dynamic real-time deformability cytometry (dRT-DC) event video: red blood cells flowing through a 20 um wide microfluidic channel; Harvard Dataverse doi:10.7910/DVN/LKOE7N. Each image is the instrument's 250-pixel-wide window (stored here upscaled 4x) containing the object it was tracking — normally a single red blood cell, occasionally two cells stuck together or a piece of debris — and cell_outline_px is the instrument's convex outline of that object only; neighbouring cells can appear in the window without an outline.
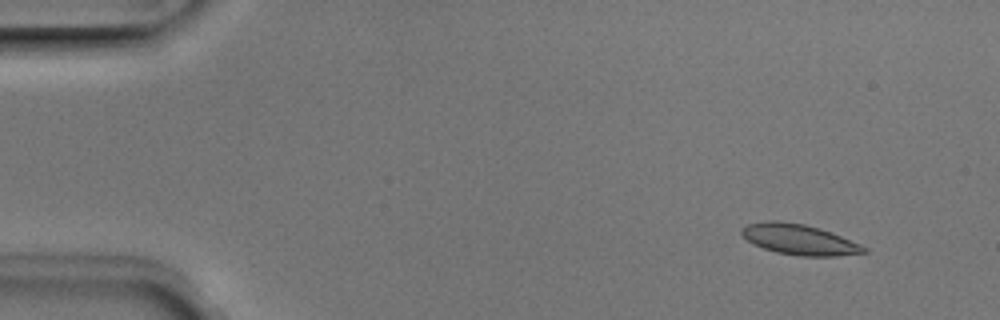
{"species": "Egyptian fruit bat (a non-hibernating species)", "species_latin": "Rousettus aegyptiacus", "temperature_condition": "room temperature", "stored_images_in_passage": 4, "camera_frame_rate_fps": 3000, "um_per_image_px": 0.085, "animal": {"sex": "male"}, "frame": {"image": 1, "passage_image": 1, "time_ms": 0.0, "image_size_px": [1000, 320], "cell_outline_px": [[868, 252], [836, 256], [800, 256], [776, 252], [764, 248], [748, 240], [740, 232], [740, 228], [748, 224], [772, 220], [776, 220], [804, 224], [820, 228], [832, 232], [860, 244], [868, 248]], "centroid_in_image_um": [67.97, 20.35], "position_along_channel_um": 17.0, "area_um2": 21.62}}
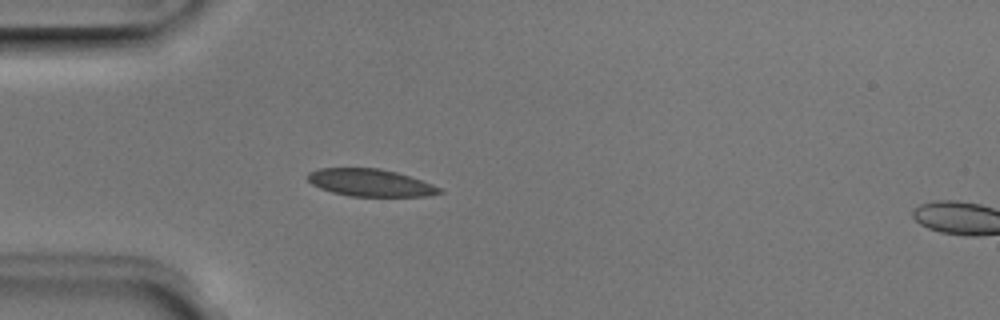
{"frame": {"image": 2, "passage_image": 3, "time_ms": 0.667, "image_size_px": [1000, 320], "cell_outline_px": [[444, 192], [428, 196], [352, 196], [332, 192], [320, 188], [312, 184], [308, 180], [308, 172], [320, 168], [380, 168], [396, 172], [432, 184], [440, 188]], "centroid_in_image_um": [31.47, 15.53], "position_along_channel_um": 53.5, "area_um2": 20.81}}